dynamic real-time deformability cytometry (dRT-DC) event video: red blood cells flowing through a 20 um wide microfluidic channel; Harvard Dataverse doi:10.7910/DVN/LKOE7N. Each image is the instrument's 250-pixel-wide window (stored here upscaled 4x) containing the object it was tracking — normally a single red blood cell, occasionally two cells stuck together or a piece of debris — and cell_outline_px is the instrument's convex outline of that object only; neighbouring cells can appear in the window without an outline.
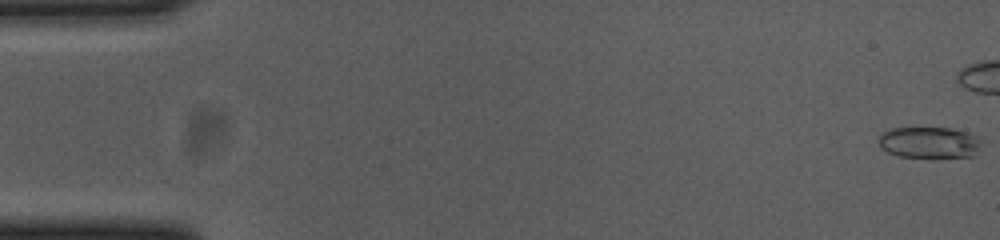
{"species": "common noctule bat (a hibernating species)", "species_latin": "Nyctalus noctula", "temperature_condition": "cold", "stored_images_in_passage": 19, "camera_frame_rate_fps": 3000, "um_per_image_px": 0.085, "animal": {"sex": "female", "body_mass_g": 23.0, "forearm_length_mm": 53.4}, "frame": {"image": 1, "passage_image": 1, "time_ms": 0.0, "image_size_px": [1000, 240], "cell_outline_px": [[984, 140], [980, 148], [972, 156], [932, 160], [900, 156], [888, 152], [880, 148], [876, 140], [880, 132], [892, 128], [948, 128], [964, 132], [976, 136]], "centroid_in_image_um": [78.96, 12.16], "position_along_channel_um": 6.0, "area_um2": 19.71}}